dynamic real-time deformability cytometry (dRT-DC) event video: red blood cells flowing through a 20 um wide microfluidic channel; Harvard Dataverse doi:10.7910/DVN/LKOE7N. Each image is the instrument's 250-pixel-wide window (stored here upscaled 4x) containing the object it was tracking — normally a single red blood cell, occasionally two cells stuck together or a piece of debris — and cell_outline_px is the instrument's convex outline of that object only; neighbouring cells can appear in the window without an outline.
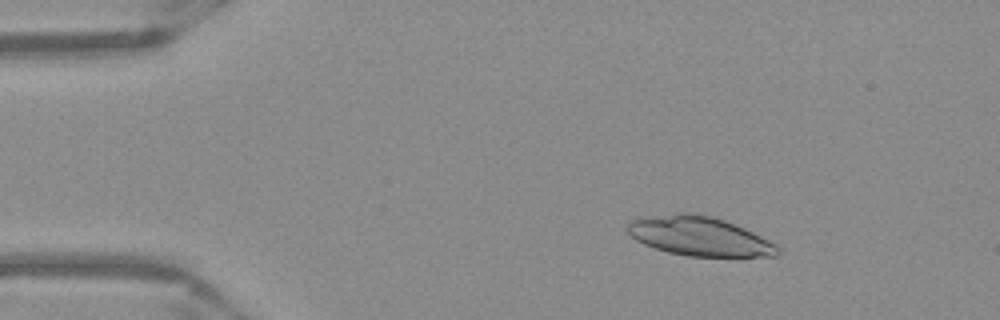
{"species": "Egyptian fruit bat (a non-hibernating species)", "species_latin": "Rousettus aegyptiacus", "temperature_condition": "warm", "stored_images_in_passage": 52, "camera_frame_rate_fps": 3000, "um_per_image_px": 0.085, "frame": {"image": 1, "passage_image": 8, "time_ms": 2.333, "image_size_px": [1000, 320], "cell_outline_px": [[780, 252], [776, 256], [688, 256], [668, 252], [644, 244], [636, 240], [628, 232], [628, 224], [632, 220], [648, 216], [676, 212], [688, 212], [712, 216], [724, 220], [744, 228], [776, 244], [780, 248]], "centroid_in_image_um": [59.44, 20.07], "position_along_channel_um": 25.6, "area_um2": 34.1}}
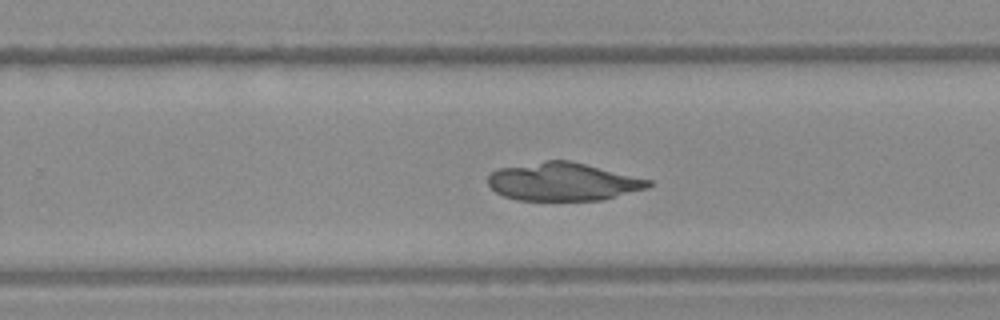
{"frame": {"image": 2, "passage_image": 33, "time_ms": 10.667, "image_size_px": [1000, 320], "cell_outline_px": [[652, 184], [648, 188], [604, 200], [516, 200], [504, 196], [496, 192], [488, 184], [488, 176], [496, 168], [544, 160], [568, 160], [652, 180]], "centroid_in_image_um": [47.84, 15.44], "position_along_channel_um": 282.0, "area_um2": 35.72}}
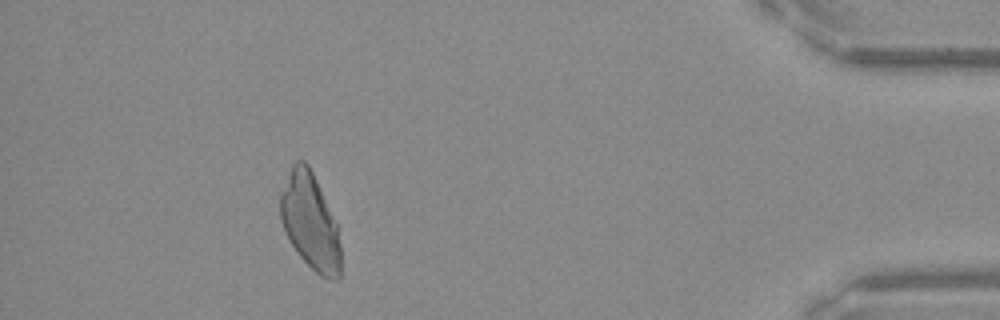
{"frame": {"image": 3, "passage_image": 47, "time_ms": 15.333, "image_size_px": [1000, 320], "cell_outline_px": [[340, 276], [336, 280], [332, 280], [320, 276], [300, 256], [288, 240], [284, 232], [280, 220], [280, 192], [292, 164], [296, 160], [304, 160], [308, 164], [316, 180], [336, 224], [340, 244]], "centroid_in_image_um": [26.33, 18.84], "position_along_channel_um": 408.9, "area_um2": 33.58}}